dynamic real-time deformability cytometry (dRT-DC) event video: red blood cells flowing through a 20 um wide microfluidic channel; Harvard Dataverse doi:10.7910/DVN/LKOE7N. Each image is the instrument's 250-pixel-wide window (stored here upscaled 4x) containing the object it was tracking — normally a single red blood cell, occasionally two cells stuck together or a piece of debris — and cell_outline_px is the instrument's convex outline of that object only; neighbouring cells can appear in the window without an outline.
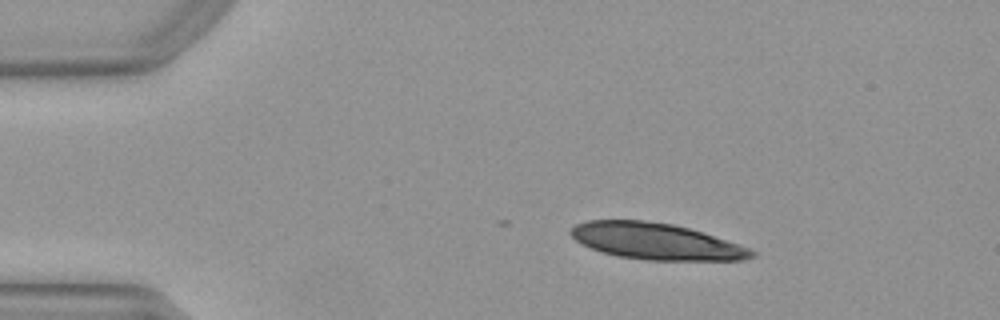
{"species": "Egyptian fruit bat (a non-hibernating species)", "species_latin": "Rousettus aegyptiacus", "temperature_condition": "warm", "stored_images_in_passage": 18, "camera_frame_rate_fps": 3000, "um_per_image_px": 0.085, "animal": {"sex": "female"}, "frame": {"image": 1, "passage_image": 1, "time_ms": 0.0, "image_size_px": [1000, 320], "cell_outline_px": [[756, 256], [744, 260], [648, 260], [620, 256], [600, 252], [576, 240], [568, 232], [576, 224], [588, 220], [640, 220], [672, 224], [688, 228], [748, 248], [756, 252]], "centroid_in_image_um": [55.73, 20.52], "position_along_channel_um": 29.3, "area_um2": 37.74}}